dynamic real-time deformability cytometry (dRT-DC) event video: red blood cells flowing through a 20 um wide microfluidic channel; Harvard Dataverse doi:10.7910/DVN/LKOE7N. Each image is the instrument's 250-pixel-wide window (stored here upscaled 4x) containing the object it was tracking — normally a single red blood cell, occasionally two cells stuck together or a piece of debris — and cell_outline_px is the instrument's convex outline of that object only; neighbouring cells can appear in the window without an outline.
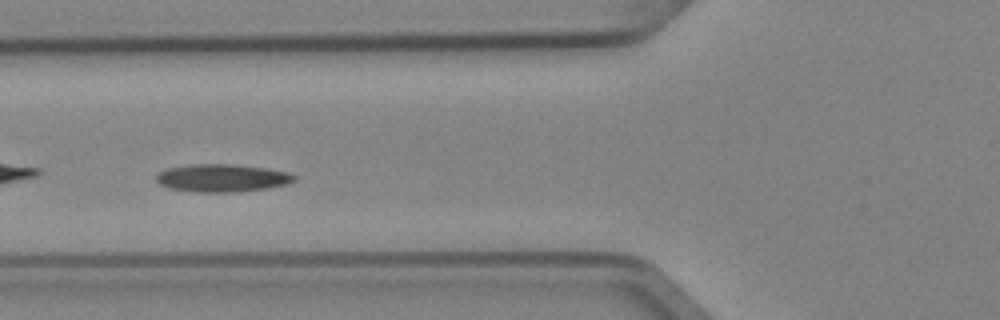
{"species": "Egyptian fruit bat (a non-hibernating species)", "species_latin": "Rousettus aegyptiacus", "temperature_condition": "cold", "stored_images_in_passage": 9, "camera_frame_rate_fps": 3000, "um_per_image_px": 0.085, "animal": {"sex": "female"}, "frame": {"image": 1, "passage_image": 6, "time_ms": 1.667, "image_size_px": [1000, 320], "cell_outline_px": [[296, 180], [288, 184], [268, 188], [236, 192], [196, 192], [168, 188], [160, 184], [156, 180], [156, 176], [160, 172], [168, 168], [192, 164], [236, 164], [264, 168], [288, 172], [296, 176]], "centroid_in_image_um": [18.9, 15.13], "position_along_channel_um": 106.9, "area_um2": 22.37}}
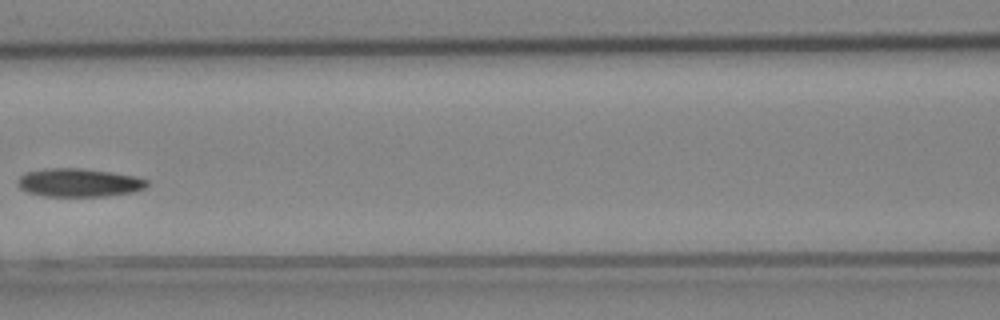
{"frame": {"image": 2, "passage_image": 7, "time_ms": 2.0, "image_size_px": [1000, 320], "cell_outline_px": [[148, 184], [144, 188], [132, 192], [108, 196], [44, 196], [28, 192], [20, 188], [16, 180], [24, 172], [44, 168], [80, 168], [108, 172], [132, 176], [148, 180]], "centroid_in_image_um": [6.65, 15.52], "position_along_channel_um": 160.0, "area_um2": 21.27}}